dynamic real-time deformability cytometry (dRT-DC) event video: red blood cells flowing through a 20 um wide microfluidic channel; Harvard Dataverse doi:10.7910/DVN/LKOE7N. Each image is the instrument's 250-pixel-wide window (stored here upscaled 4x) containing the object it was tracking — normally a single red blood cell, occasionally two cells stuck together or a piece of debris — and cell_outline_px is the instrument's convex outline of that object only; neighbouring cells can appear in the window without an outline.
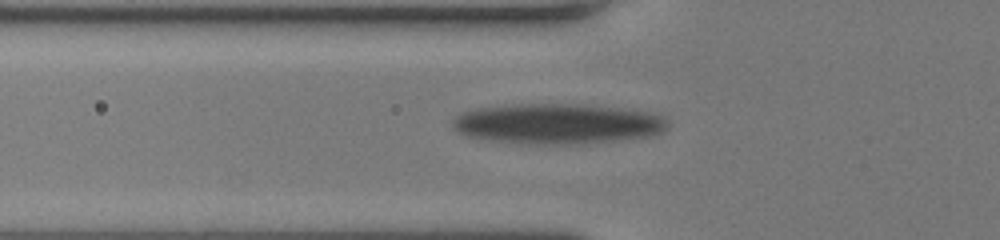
{"species": "human", "species_latin": "Homo sapiens", "temperature_condition": "room temperature", "stored_images_in_passage": 35, "camera_frame_rate_fps": 3000, "um_per_image_px": 0.085, "donor": {"sex": "female"}, "frame": {"image": 1, "passage_image": 6, "time_ms": 1.667, "image_size_px": [1000, 240], "cell_outline_px": [[668, 128], [660, 132], [648, 136], [616, 140], [576, 144], [520, 144], [480, 140], [464, 136], [456, 132], [452, 128], [452, 120], [460, 112], [476, 108], [516, 104], [584, 104], [620, 108], [648, 112], [664, 116], [668, 120]], "centroid_in_image_um": [47.29, 10.52], "position_along_channel_um": 78.5, "area_um2": 51.27}}
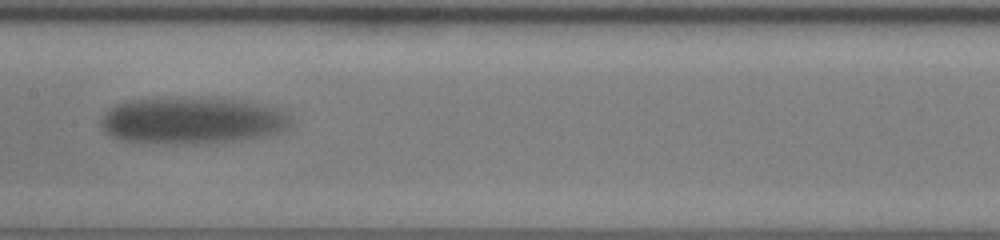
{"frame": {"image": 2, "passage_image": 16, "time_ms": 5.0, "image_size_px": [1000, 240], "cell_outline_px": [[288, 124], [280, 132], [264, 136], [240, 140], [184, 144], [160, 144], [120, 140], [104, 132], [100, 124], [100, 120], [104, 112], [108, 108], [116, 104], [132, 100], [180, 96], [240, 100], [276, 108], [288, 116]], "centroid_in_image_um": [16.21, 10.24], "position_along_channel_um": 191.2, "area_um2": 52.02}}
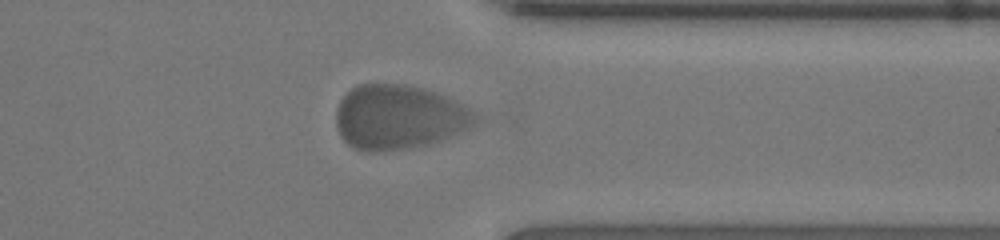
{"frame": {"image": 3, "passage_image": 32, "time_ms": 10.333, "image_size_px": [1000, 240], "cell_outline_px": [[480, 116], [476, 124], [444, 140], [412, 148], [380, 152], [364, 152], [348, 144], [340, 136], [336, 124], [336, 108], [340, 100], [356, 84], [404, 84], [424, 88], [436, 92], [464, 104]], "centroid_in_image_um": [33.92, 9.97], "position_along_channel_um": 377.5, "area_um2": 52.94}}